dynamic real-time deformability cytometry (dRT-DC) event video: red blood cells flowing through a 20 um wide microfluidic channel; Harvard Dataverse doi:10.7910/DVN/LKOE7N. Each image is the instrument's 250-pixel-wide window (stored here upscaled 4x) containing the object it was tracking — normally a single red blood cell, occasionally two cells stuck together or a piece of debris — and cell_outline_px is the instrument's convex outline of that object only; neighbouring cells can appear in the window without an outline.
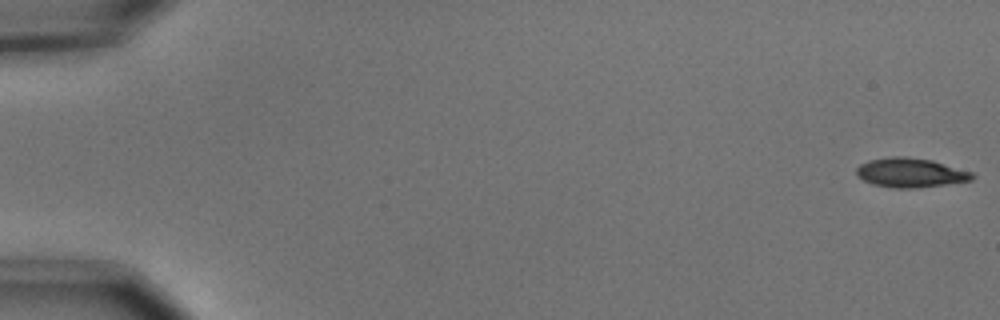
{"species": "common noctule bat (a hibernating species)", "species_latin": "Nyctalus noctula", "temperature_condition": "cold", "stored_images_in_passage": 55, "camera_frame_rate_fps": 3000, "um_per_image_px": 0.085, "animal": {"sex": "male", "body_mass_g": 15.6}, "frame": {"image": 1, "passage_image": 1, "time_ms": 0.0, "image_size_px": [1000, 320], "cell_outline_px": [[976, 176], [972, 180], [948, 184], [920, 188], [892, 188], [872, 184], [856, 176], [856, 168], [860, 164], [868, 160], [892, 156], [904, 156], [932, 160], [972, 172]], "centroid_in_image_um": [77.38, 14.68], "position_along_channel_um": 7.6, "area_um2": 20.0}}
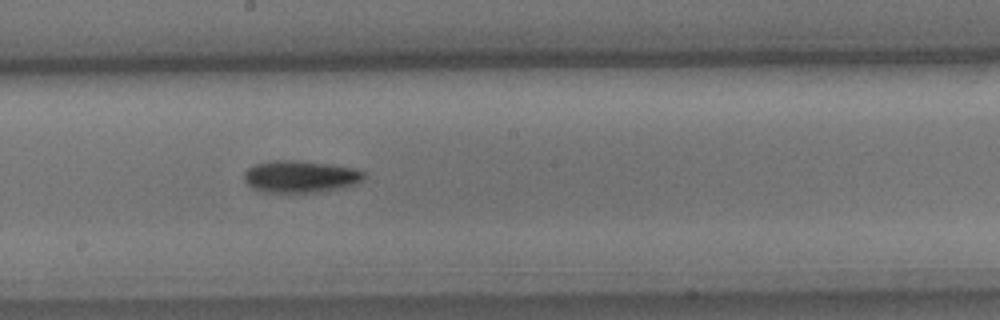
{"frame": {"image": 2, "passage_image": 31, "time_ms": 10.0, "image_size_px": [1000, 320], "cell_outline_px": [[364, 176], [356, 184], [340, 188], [312, 192], [264, 192], [252, 188], [244, 180], [244, 172], [248, 168], [256, 164], [276, 160], [292, 160], [332, 164], [352, 168], [364, 172]], "centroid_in_image_um": [25.5, 15.0], "position_along_channel_um": 222.7, "area_um2": 22.08}}
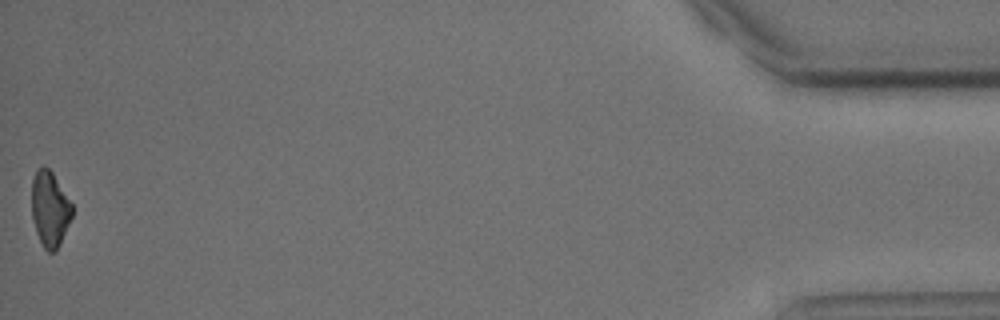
{"frame": {"image": 3, "passage_image": 55, "time_ms": 18.0, "image_size_px": [1000, 320], "cell_outline_px": [[72, 216], [60, 244], [52, 252], [48, 252], [44, 248], [36, 232], [32, 216], [32, 180], [36, 172], [44, 164], [52, 172], [72, 204]], "centroid_in_image_um": [4.23, 17.75], "position_along_channel_um": 431.0, "area_um2": 17.46}, "authors_computed_cell_mechanics": {"area_um2": 20.3456, "velocity_mm_per_s": 3.7027, "shape_relaxation_time_tau1_ms": 2.2429, "shape_relaxation_time_tau2_ms": null, "deformation_change_tau1": 0.1184, "deformation_change_tau2": null}}